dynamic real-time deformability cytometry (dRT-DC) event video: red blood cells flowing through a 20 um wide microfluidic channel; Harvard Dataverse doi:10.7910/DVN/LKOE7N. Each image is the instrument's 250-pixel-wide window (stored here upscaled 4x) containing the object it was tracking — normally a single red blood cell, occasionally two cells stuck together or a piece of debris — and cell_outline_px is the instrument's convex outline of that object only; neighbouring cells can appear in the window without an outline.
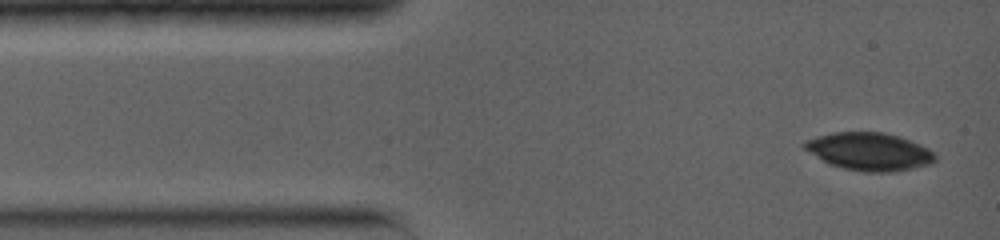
{"species": "common noctule bat (a hibernating species)", "species_latin": "Nyctalus noctula", "temperature_condition": "warm", "stored_images_in_passage": 5, "camera_frame_rate_fps": 5000, "um_per_image_px": 0.085, "animal": {"sex": "female", "body_mass_g": 19.0, "forearm_length_mm": 56.7}, "frame": {"image": 1, "passage_image": 1, "time_ms": 0.0, "image_size_px": [1000, 240], "cell_outline_px": [[936, 160], [932, 164], [912, 168], [888, 172], [864, 172], [844, 168], [828, 164], [804, 148], [800, 144], [804, 140], [832, 132], [880, 132], [900, 136], [920, 144], [936, 152]], "centroid_in_image_um": [73.9, 12.87], "position_along_channel_um": 11.1, "area_um2": 28.9}}